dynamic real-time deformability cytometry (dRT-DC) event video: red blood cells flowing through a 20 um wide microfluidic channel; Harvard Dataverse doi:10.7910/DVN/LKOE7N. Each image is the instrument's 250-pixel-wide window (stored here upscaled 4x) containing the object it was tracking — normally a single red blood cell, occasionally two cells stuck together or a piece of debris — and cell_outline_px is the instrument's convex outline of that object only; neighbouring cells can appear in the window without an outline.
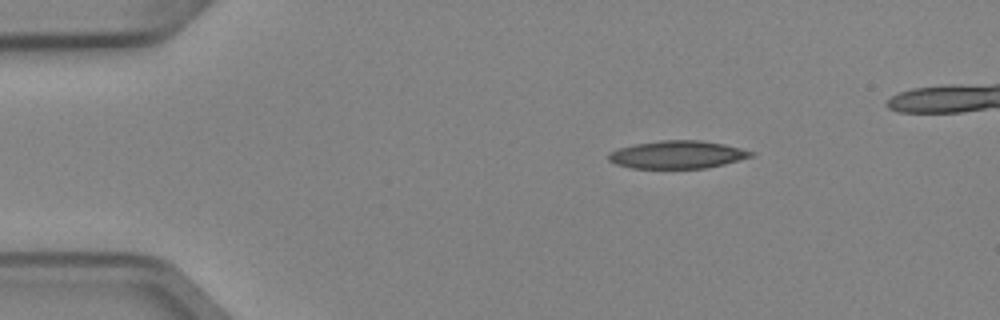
{"species": "Egyptian fruit bat (a non-hibernating species)", "species_latin": "Rousettus aegyptiacus", "temperature_condition": "cold", "stored_images_in_passage": 5, "camera_frame_rate_fps": 3000, "um_per_image_px": 0.085, "animal": {"sex": "female"}, "frame": {"image": 1, "passage_image": 2, "time_ms": 0.333, "image_size_px": [1000, 320], "cell_outline_px": [[756, 156], [724, 164], [704, 168], [632, 168], [616, 164], [608, 160], [608, 152], [616, 148], [636, 144], [660, 140], [700, 140], [724, 144], [756, 152]], "centroid_in_image_um": [57.59, 13.14], "position_along_channel_um": 27.4, "area_um2": 23.24}}